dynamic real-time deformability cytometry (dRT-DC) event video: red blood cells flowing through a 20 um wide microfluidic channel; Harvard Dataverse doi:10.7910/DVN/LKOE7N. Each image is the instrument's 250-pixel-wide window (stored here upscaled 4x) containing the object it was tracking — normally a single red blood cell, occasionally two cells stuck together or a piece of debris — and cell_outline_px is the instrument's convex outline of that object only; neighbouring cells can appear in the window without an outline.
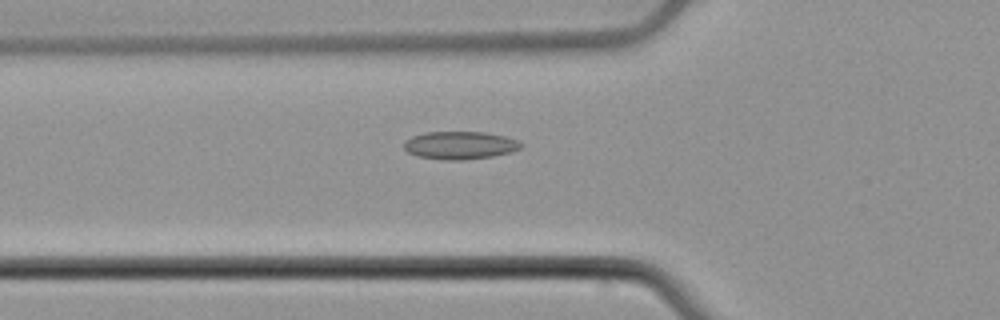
{"species": "common noctule bat (a hibernating species)", "species_latin": "Nyctalus noctula", "temperature_condition": "cold", "stored_images_in_passage": 40, "camera_frame_rate_fps": 3000, "um_per_image_px": 0.085, "animal": {"sex": "male", "body_mass_g": 21.5, "forearm_length_mm": 52.0}, "frame": {"image": 1, "passage_image": 5, "time_ms": 1.333, "image_size_px": [1000, 320], "cell_outline_px": [[524, 144], [520, 148], [512, 152], [492, 156], [464, 160], [448, 160], [416, 156], [408, 152], [404, 148], [404, 140], [412, 136], [424, 132], [484, 132], [504, 136], [520, 140]], "centroid_in_image_um": [39.11, 12.34], "position_along_channel_um": 86.7, "area_um2": 19.13}}
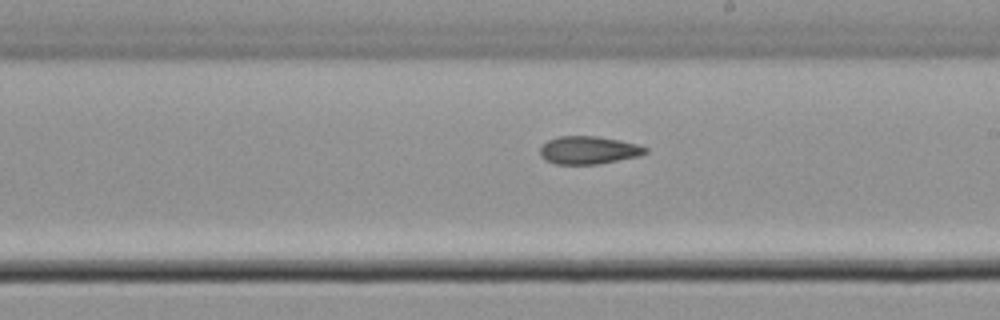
{"frame": {"image": 2, "passage_image": 17, "time_ms": 5.333, "image_size_px": [1000, 320], "cell_outline_px": [[648, 152], [640, 156], [596, 164], [556, 164], [544, 160], [540, 156], [540, 148], [548, 140], [560, 136], [596, 136], [620, 140], [640, 144], [648, 148]], "centroid_in_image_um": [50.05, 12.76], "position_along_channel_um": 238.9, "area_um2": 17.22}}
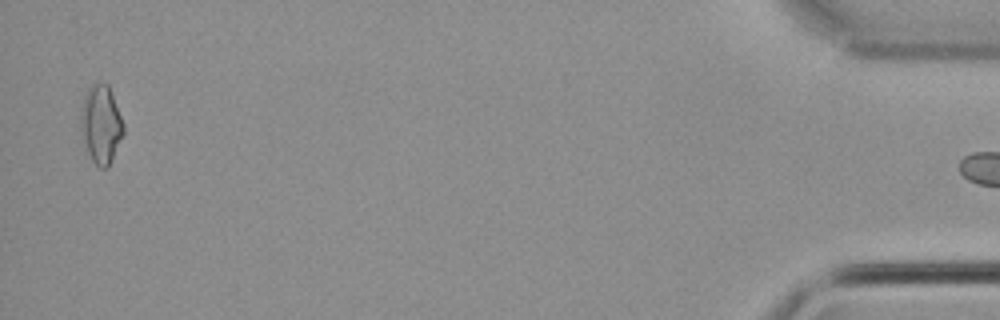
{"frame": {"image": 3, "passage_image": 39, "time_ms": 12.667, "image_size_px": [1000, 320], "cell_outline_px": [[124, 132], [108, 168], [100, 168], [92, 160], [88, 152], [80, 128], [80, 108], [84, 96], [88, 88], [92, 84], [104, 80], [108, 84], [124, 124]], "centroid_in_image_um": [8.57, 10.52], "position_along_channel_um": 426.6, "area_um2": 19.54}}